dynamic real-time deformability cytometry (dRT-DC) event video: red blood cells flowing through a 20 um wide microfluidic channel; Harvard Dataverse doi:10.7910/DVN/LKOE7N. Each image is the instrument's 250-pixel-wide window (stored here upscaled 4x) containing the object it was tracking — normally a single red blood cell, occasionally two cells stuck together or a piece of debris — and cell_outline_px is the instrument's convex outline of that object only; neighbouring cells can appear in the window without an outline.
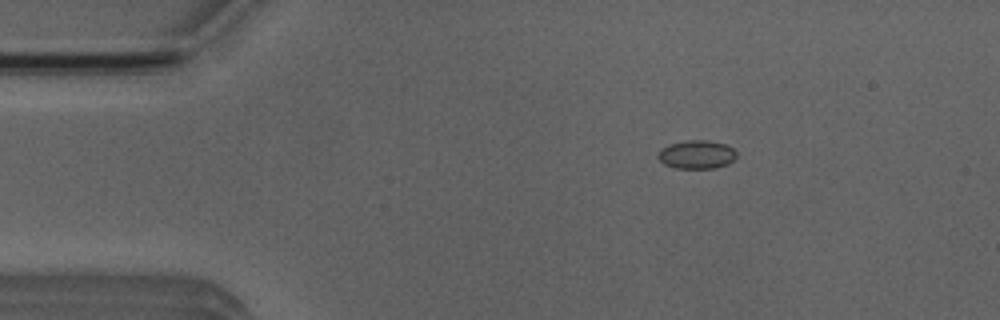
{"species": "Egyptian fruit bat (a non-hibernating species)", "species_latin": "Rousettus aegyptiacus", "temperature_condition": "room temperature", "stored_images_in_passage": 4, "camera_frame_rate_fps": 3000, "um_per_image_px": 0.085, "animal": {"sex": "male"}, "frame": {"image": 1, "passage_image": 1, "time_ms": 0.0, "image_size_px": [1000, 320], "cell_outline_px": [[736, 156], [728, 164], [716, 168], [676, 168], [664, 164], [656, 156], [660, 148], [668, 144], [688, 140], [704, 140], [724, 144], [732, 148], [736, 152]], "centroid_in_image_um": [59.17, 13.13], "position_along_channel_um": 25.8, "area_um2": 13.01}}